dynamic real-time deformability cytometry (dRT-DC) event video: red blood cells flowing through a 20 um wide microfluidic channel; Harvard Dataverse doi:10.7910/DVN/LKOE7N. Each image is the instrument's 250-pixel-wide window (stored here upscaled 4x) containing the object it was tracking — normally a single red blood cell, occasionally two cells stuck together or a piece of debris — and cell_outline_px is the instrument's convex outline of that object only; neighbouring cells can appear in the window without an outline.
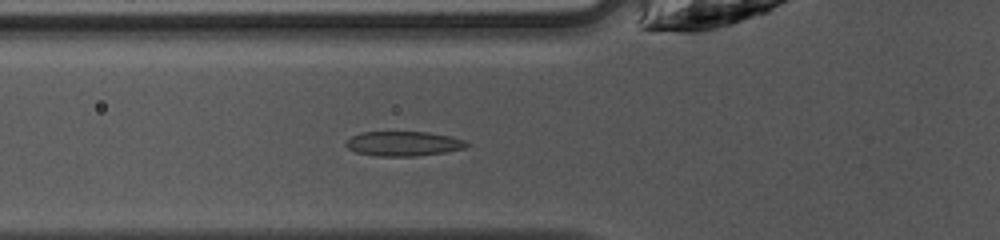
{"species": "common noctule bat (a hibernating species)", "species_latin": "Nyctalus noctula", "temperature_condition": "warm", "stored_images_in_passage": 34, "camera_frame_rate_fps": 3000, "um_per_image_px": 0.085, "animal": {"sex": "female", "body_mass_g": 10.0, "forearm_length_mm": 53.1}, "frame": {"image": 1, "passage_image": 4, "time_ms": 1.0, "image_size_px": [1000, 240], "cell_outline_px": [[468, 144], [464, 148], [444, 152], [416, 156], [376, 156], [356, 152], [348, 148], [344, 144], [344, 140], [360, 132], [428, 132], [452, 136], [464, 140]], "centroid_in_image_um": [34.24, 12.2], "position_along_channel_um": 91.6, "area_um2": 17.4}}
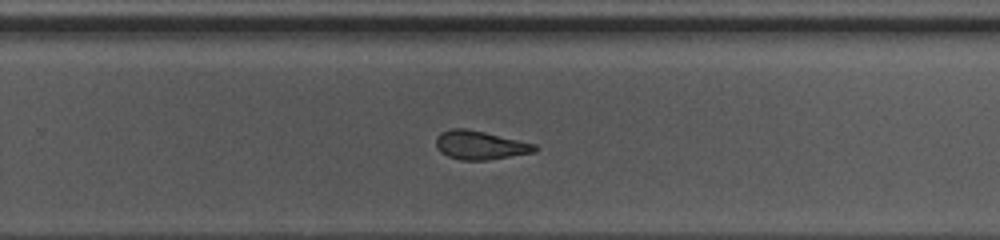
{"frame": {"image": 2, "passage_image": 18, "time_ms": 5.667, "image_size_px": [1000, 240], "cell_outline_px": [[540, 148], [536, 152], [488, 160], [460, 160], [448, 156], [440, 152], [436, 148], [436, 136], [440, 132], [452, 128], [464, 128], [484, 132], [536, 144]], "centroid_in_image_um": [40.81, 12.34], "position_along_channel_um": 289.0, "area_um2": 16.65}}
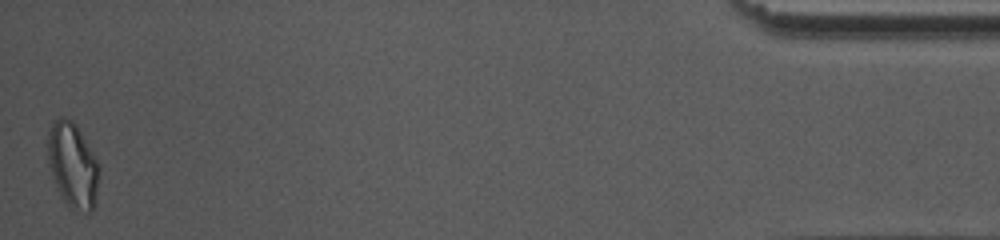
{"frame": {"image": 3, "passage_image": 34, "time_ms": 11.0, "image_size_px": [1000, 240], "cell_outline_px": [[100, 168], [96, 204], [92, 212], [88, 212], [68, 208], [52, 176], [48, 164], [48, 132], [52, 124], [60, 116], [72, 120], [76, 124], [100, 164]], "centroid_in_image_um": [6.22, 14.06], "position_along_channel_um": 429.0, "area_um2": 25.61}, "authors_computed_cell_mechanics": {"area_um2": 17.3111, "velocity_mm_per_s": 4.2207, "shape_relaxation_time_tau1_ms": 10.1353, "shape_relaxation_time_tau2_ms": 4.3996, "deformation_change_tau1": 0.245, "deformation_change_tau2": 0.1029}}